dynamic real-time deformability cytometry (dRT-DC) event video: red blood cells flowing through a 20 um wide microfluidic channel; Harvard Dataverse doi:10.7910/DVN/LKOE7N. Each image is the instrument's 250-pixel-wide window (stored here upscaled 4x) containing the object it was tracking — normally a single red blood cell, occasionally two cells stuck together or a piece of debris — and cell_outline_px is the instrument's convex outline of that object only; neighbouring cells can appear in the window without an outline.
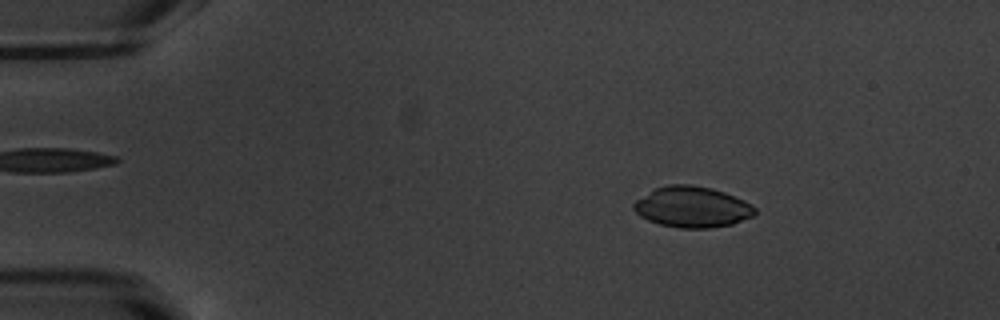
{"species": "common noctule bat (a hibernating species)", "species_latin": "Nyctalus noctula", "temperature_condition": "warm", "stored_images_in_passage": 53, "camera_frame_rate_fps": 3000, "um_per_image_px": 0.085, "animal": {"sex": "male", "body_mass_g": 20.1, "forearm_length_mm": 53.5}, "frame": {"image": 1, "passage_image": 8, "time_ms": 2.333, "image_size_px": [1000, 320], "cell_outline_px": [[756, 212], [752, 216], [732, 224], [708, 228], [680, 228], [660, 224], [648, 220], [640, 216], [632, 208], [632, 204], [636, 200], [656, 188], [668, 184], [688, 184], [712, 188], [724, 192], [744, 200], [752, 204], [756, 208]], "centroid_in_image_um": [58.83, 17.59], "position_along_channel_um": 26.2, "area_um2": 28.78}}
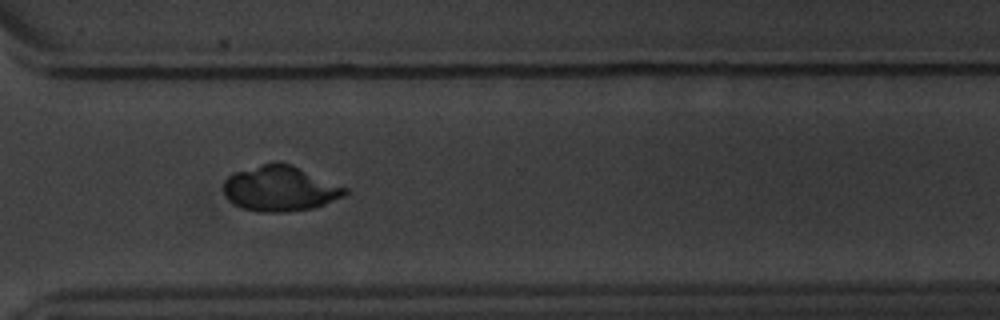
{"frame": {"image": 2, "passage_image": 39, "time_ms": 12.667, "image_size_px": [1000, 320], "cell_outline_px": [[348, 192], [344, 196], [316, 208], [284, 212], [260, 212], [244, 208], [228, 200], [224, 192], [224, 180], [228, 176], [236, 172], [260, 164], [292, 164], [348, 188]], "centroid_in_image_um": [23.84, 16.04], "position_along_channel_um": 346.8, "area_um2": 31.85}}
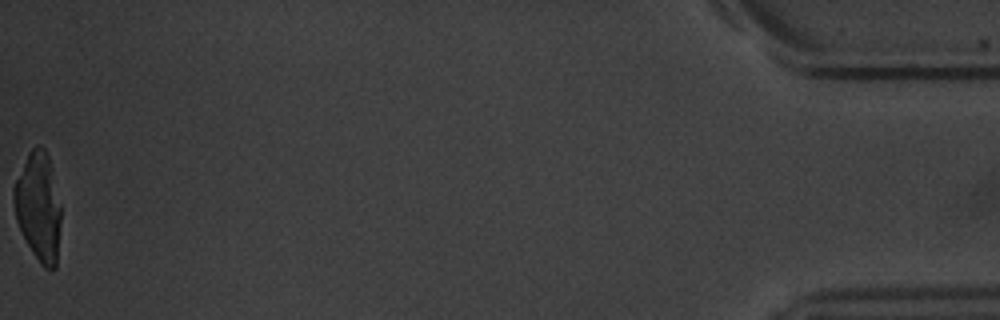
{"frame": {"image": 3, "passage_image": 53, "time_ms": 17.333, "image_size_px": [1000, 320], "cell_outline_px": [[60, 220], [56, 268], [52, 272], [44, 268], [28, 244], [16, 220], [12, 200], [12, 188], [28, 152], [36, 144], [40, 144], [44, 148], [48, 156], [60, 204]], "centroid_in_image_um": [3.25, 17.55], "position_along_channel_um": 432.0, "area_um2": 29.65}}